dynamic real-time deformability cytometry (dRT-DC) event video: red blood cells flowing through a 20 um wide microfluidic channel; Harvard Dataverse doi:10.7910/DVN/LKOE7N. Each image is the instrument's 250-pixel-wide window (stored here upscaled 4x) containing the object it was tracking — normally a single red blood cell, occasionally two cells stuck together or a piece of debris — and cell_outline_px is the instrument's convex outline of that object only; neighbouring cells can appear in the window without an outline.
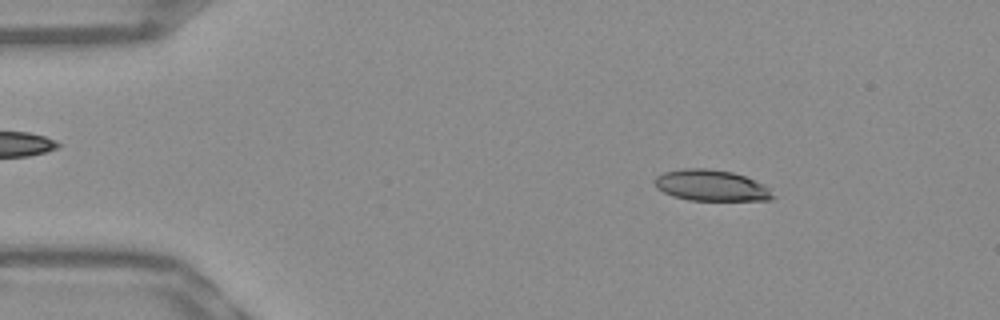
{"species": "Egyptian fruit bat (a non-hibernating species)", "species_latin": "Rousettus aegyptiacus", "temperature_condition": "warm", "stored_images_in_passage": 49, "camera_frame_rate_fps": 3000, "um_per_image_px": 0.085, "frame": {"image": 1, "passage_image": 5, "time_ms": 1.333, "image_size_px": [1000, 320], "cell_outline_px": [[776, 196], [772, 200], [688, 200], [664, 192], [656, 188], [652, 180], [656, 176], [664, 172], [680, 168], [708, 168], [732, 172], [744, 176], [764, 184]], "centroid_in_image_um": [60.44, 15.75], "position_along_channel_um": 24.6, "area_um2": 21.5}}
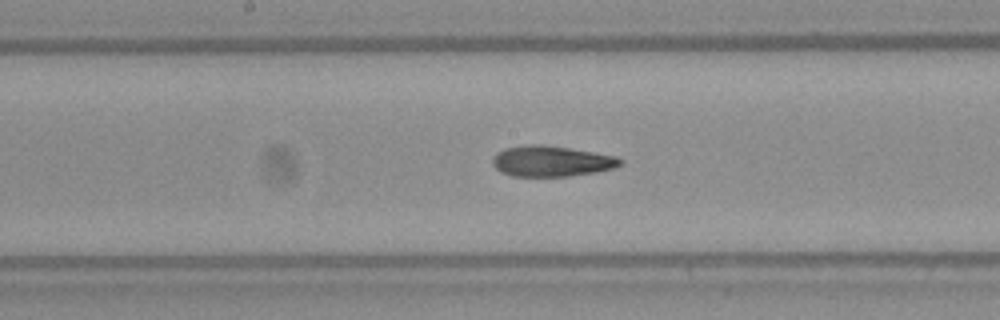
{"frame": {"image": 2, "passage_image": 24, "time_ms": 7.667, "image_size_px": [1000, 320], "cell_outline_px": [[624, 164], [616, 168], [596, 172], [572, 176], [512, 176], [500, 172], [492, 164], [492, 156], [496, 152], [504, 148], [528, 144], [544, 144], [616, 156], [624, 160]], "centroid_in_image_um": [46.87, 13.7], "position_along_channel_um": 201.3, "area_um2": 23.18}}
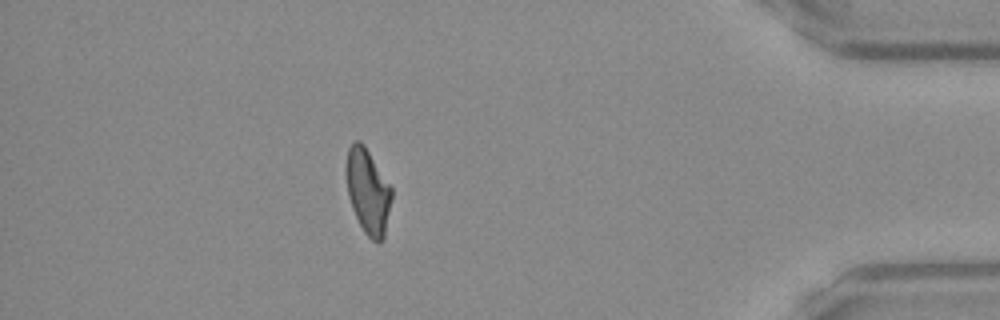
{"frame": {"image": 3, "passage_image": 43, "time_ms": 14.0, "image_size_px": [1000, 320], "cell_outline_px": [[392, 196], [384, 240], [380, 244], [376, 244], [364, 232], [352, 208], [348, 196], [344, 172], [344, 168], [348, 148], [356, 140], [360, 140], [364, 144], [392, 188]], "centroid_in_image_um": [31.25, 16.27], "position_along_channel_um": 403.9, "area_um2": 22.89}, "authors_computed_cell_mechanics": {"area_um2": 22.7732, "velocity_mm_per_s": 3.9171, "shape_relaxation_time_tau1_ms": null, "shape_relaxation_time_tau2_ms": 3.3088, "deformation_change_tau1": null, "deformation_change_tau2": 0.1192}}